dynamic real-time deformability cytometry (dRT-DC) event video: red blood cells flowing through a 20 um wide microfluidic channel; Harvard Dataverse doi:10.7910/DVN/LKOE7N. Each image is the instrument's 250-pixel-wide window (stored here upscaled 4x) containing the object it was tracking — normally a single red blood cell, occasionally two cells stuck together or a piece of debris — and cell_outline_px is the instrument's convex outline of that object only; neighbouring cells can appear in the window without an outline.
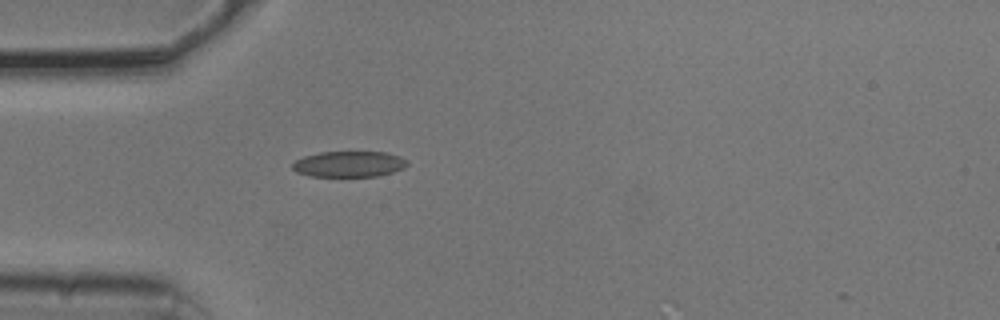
{"species": "common noctule bat (a hibernating species)", "species_latin": "Nyctalus noctula", "temperature_condition": "cold", "stored_images_in_passage": 39, "camera_frame_rate_fps": 3000, "um_per_image_px": 0.085, "animal": {"sex": "male", "body_mass_g": 20.5, "forearm_length_mm": 52.5}, "frame": {"image": 1, "passage_image": 1, "time_ms": 0.0, "image_size_px": [1000, 320], "cell_outline_px": [[408, 164], [404, 168], [392, 172], [376, 176], [308, 176], [296, 172], [292, 168], [292, 164], [296, 160], [304, 156], [320, 152], [388, 152], [400, 156], [408, 160]], "centroid_in_image_um": [29.67, 13.94], "position_along_channel_um": 55.3, "area_um2": 17.34}}
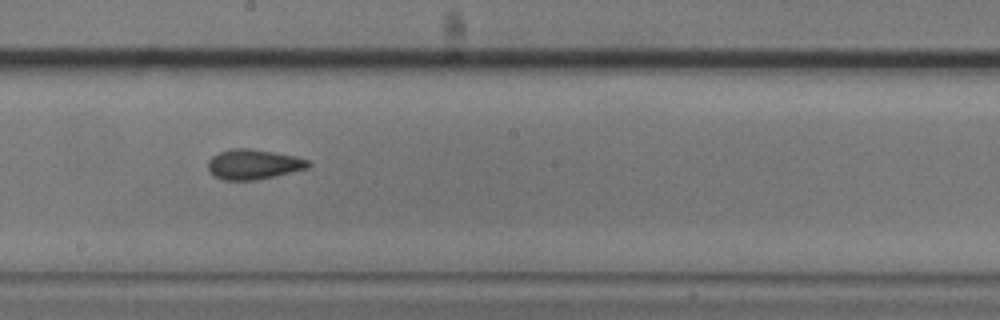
{"frame": {"image": 2, "passage_image": 15, "time_ms": 4.667, "image_size_px": [1000, 320], "cell_outline_px": [[312, 164], [308, 168], [256, 180], [224, 180], [212, 176], [208, 168], [208, 160], [212, 156], [220, 152], [232, 148], [248, 148], [296, 156], [308, 160]], "centroid_in_image_um": [21.52, 13.97], "position_along_channel_um": 226.7, "area_um2": 17.51}}
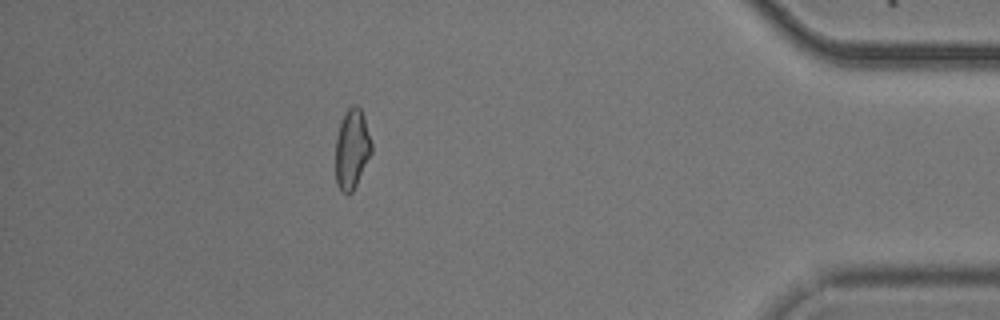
{"frame": {"image": 3, "passage_image": 33, "time_ms": 10.667, "image_size_px": [1000, 320], "cell_outline_px": [[372, 152], [352, 192], [340, 192], [336, 184], [336, 136], [340, 124], [348, 108], [352, 104], [356, 104], [360, 108], [364, 116], [372, 144]], "centroid_in_image_um": [29.91, 12.65], "position_along_channel_um": 405.3, "area_um2": 16.59}}